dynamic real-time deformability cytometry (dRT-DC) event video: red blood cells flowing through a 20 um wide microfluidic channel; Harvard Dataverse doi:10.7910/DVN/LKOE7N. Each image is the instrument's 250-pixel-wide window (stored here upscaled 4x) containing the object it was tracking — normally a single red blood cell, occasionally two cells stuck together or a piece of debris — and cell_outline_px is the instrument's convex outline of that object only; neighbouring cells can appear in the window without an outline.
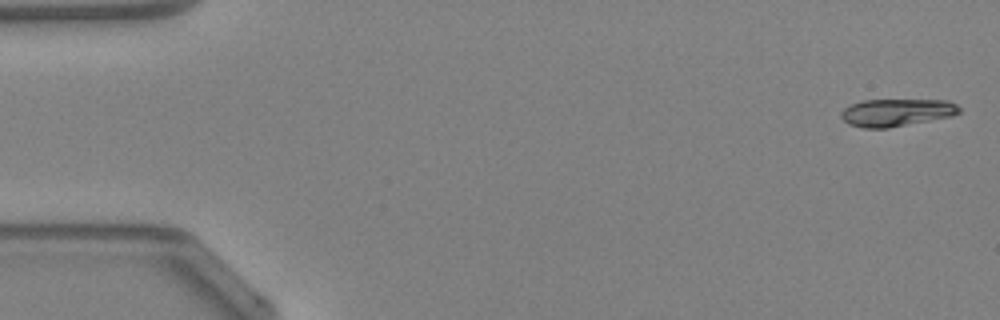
{"species": "Egyptian fruit bat (a non-hibernating species)", "species_latin": "Rousettus aegyptiacus", "temperature_condition": "warm", "stored_images_in_passage": 47, "camera_frame_rate_fps": 3000, "um_per_image_px": 0.085, "animal": {"sex": "female"}, "frame": {"image": 1, "passage_image": 1, "time_ms": 0.0, "image_size_px": [1000, 320], "cell_outline_px": [[960, 112], [952, 116], [888, 128], [864, 128], [848, 124], [840, 116], [840, 112], [844, 108], [860, 100], [948, 100], [956, 104], [960, 108]], "centroid_in_image_um": [76.19, 9.56], "position_along_channel_um": 8.8, "area_um2": 18.96}}
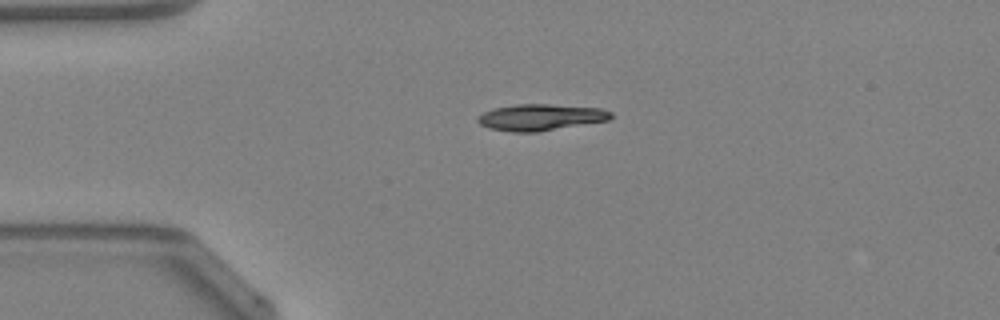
{"frame": {"image": 2, "passage_image": 11, "time_ms": 3.333, "image_size_px": [1000, 320], "cell_outline_px": [[612, 116], [608, 120], [536, 132], [512, 132], [488, 128], [480, 124], [476, 120], [476, 116], [492, 108], [516, 104], [548, 104], [600, 108], [612, 112]], "centroid_in_image_um": [45.89, 9.96], "position_along_channel_um": 39.1, "area_um2": 20.46}}
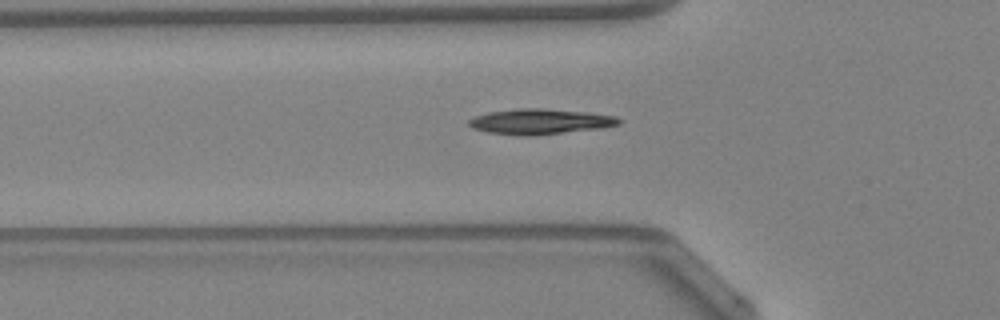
{"frame": {"image": 3, "passage_image": 16, "time_ms": 5.0, "image_size_px": [1000, 320], "cell_outline_px": [[620, 124], [604, 128], [528, 136], [524, 136], [488, 132], [472, 128], [468, 124], [468, 120], [476, 116], [488, 112], [516, 108], [544, 108], [588, 112], [616, 116], [620, 120]], "centroid_in_image_um": [45.91, 10.32], "position_along_channel_um": 79.9, "area_um2": 22.25}, "authors_computed_cell_mechanics": {"area_um2": 20.1144, "velocity_mm_per_s": 4.2851, "shape_relaxation_time_tau1_ms": 5.5006, "shape_relaxation_time_tau2_ms": null, "deformation_change_tau1": 0.1574, "deformation_change_tau2": null}}